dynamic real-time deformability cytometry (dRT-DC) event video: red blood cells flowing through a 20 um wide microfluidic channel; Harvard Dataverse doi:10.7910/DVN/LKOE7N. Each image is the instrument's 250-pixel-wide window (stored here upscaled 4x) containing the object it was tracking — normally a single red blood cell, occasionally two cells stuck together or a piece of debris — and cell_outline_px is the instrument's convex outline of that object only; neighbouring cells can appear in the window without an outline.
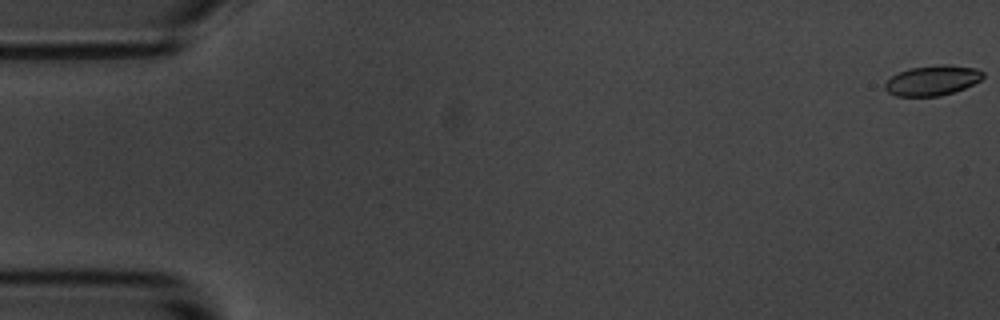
{"species": "common noctule bat (a hibernating species)", "species_latin": "Nyctalus noctula", "temperature_condition": "room temperature", "stored_images_in_passage": 4, "camera_frame_rate_fps": 3000, "um_per_image_px": 0.085, "animal": {"sex": "male", "body_mass_g": 20.1, "forearm_length_mm": 53.5}, "frame": {"image": 1, "passage_image": 1, "time_ms": 0.0, "image_size_px": [1000, 320], "cell_outline_px": [[984, 76], [980, 80], [964, 88], [940, 96], [896, 96], [888, 92], [884, 88], [884, 84], [892, 76], [908, 68], [940, 64], [948, 64], [976, 68], [984, 72]], "centroid_in_image_um": [79.25, 6.82], "position_along_channel_um": 5.7, "area_um2": 17.17}}